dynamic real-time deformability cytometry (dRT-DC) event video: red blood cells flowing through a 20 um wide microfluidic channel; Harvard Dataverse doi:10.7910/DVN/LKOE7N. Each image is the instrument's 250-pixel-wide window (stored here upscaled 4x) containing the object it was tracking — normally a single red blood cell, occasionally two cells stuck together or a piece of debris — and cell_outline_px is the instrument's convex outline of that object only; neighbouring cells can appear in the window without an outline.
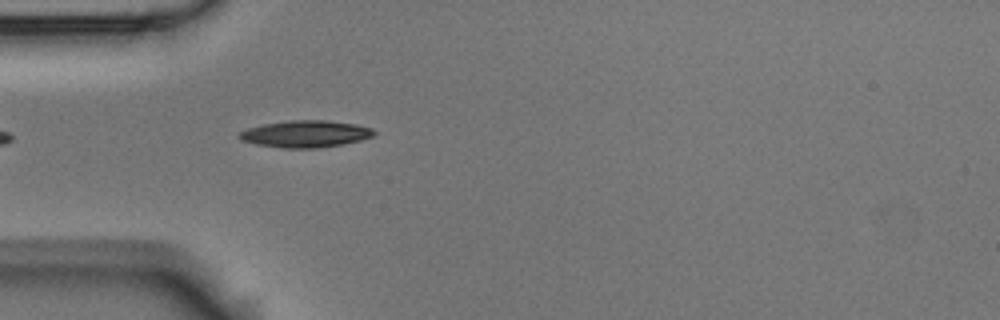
{"species": "Egyptian fruit bat (a non-hibernating species)", "species_latin": "Rousettus aegyptiacus", "temperature_condition": "room temperature", "stored_images_in_passage": 3, "camera_frame_rate_fps": 3000, "um_per_image_px": 0.085, "animal": {"sex": "male"}, "frame": {"image": 1, "passage_image": 3, "time_ms": 0.667, "image_size_px": [1000, 320], "cell_outline_px": [[376, 132], [372, 136], [360, 140], [344, 144], [316, 148], [284, 148], [256, 144], [244, 140], [236, 136], [240, 132], [248, 128], [264, 124], [288, 120], [328, 120], [356, 124], [372, 128]], "centroid_in_image_um": [25.99, 11.37], "position_along_channel_um": 59.0, "area_um2": 21.04}}